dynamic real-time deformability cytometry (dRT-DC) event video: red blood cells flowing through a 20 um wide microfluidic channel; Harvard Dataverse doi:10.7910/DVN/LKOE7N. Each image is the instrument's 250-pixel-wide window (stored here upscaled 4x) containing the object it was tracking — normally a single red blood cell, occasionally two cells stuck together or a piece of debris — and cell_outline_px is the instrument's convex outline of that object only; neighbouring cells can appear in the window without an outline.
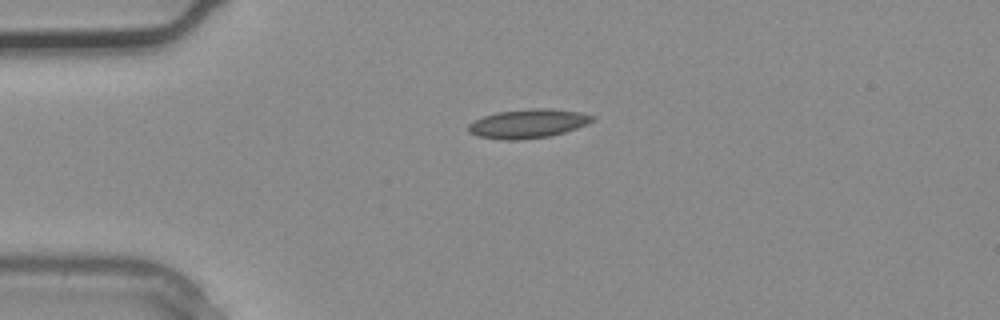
{"species": "common noctule bat (a hibernating species)", "species_latin": "Nyctalus noctula", "temperature_condition": "warm", "stored_images_in_passage": 2, "camera_frame_rate_fps": 3000, "um_per_image_px": 0.085, "animal": {"sex": "male", "body_mass_g": 20.4}, "frame": {"image": 1, "passage_image": 2, "time_ms": 0.333, "image_size_px": [1000, 320], "cell_outline_px": [[596, 120], [588, 124], [552, 136], [524, 140], [504, 140], [480, 136], [468, 132], [468, 124], [484, 116], [496, 112], [532, 108], [552, 108], [580, 112], [596, 116]], "centroid_in_image_um": [44.94, 10.5], "position_along_channel_um": 40.1, "area_um2": 21.15}}